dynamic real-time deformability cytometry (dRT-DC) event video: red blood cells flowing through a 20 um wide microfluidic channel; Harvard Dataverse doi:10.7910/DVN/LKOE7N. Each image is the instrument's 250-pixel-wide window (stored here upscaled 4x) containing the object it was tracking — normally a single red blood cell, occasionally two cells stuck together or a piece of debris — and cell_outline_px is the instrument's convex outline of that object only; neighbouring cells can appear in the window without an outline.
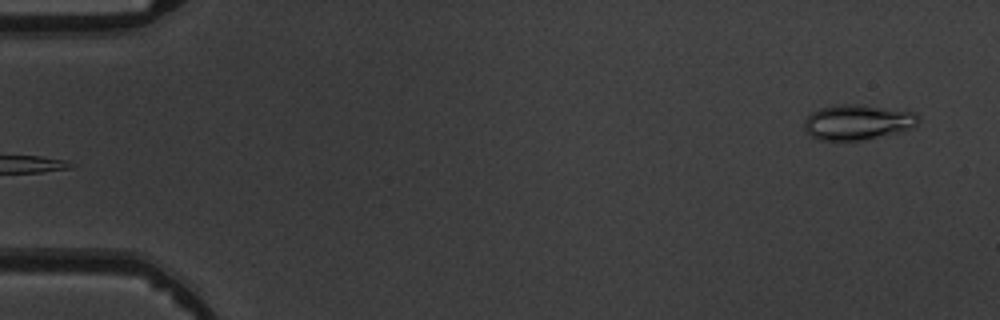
{"species": "common noctule bat (a hibernating species)", "species_latin": "Nyctalus noctula", "temperature_condition": "warm", "stored_images_in_passage": 5, "segment_of_instrument_passage": [2, 2], "camera_frame_rate_fps": 3000, "um_per_image_px": 0.085, "animal": {"sex": "male", "body_mass_g": 19.5, "forearm_length_mm": 54.6}, "frame": {"image": 1, "passage_image": 5, "time_ms": 5.667, "image_size_px": [1000, 320], "cell_outline_px": [[920, 120], [916, 128], [904, 132], [860, 140], [820, 140], [812, 136], [804, 128], [804, 120], [812, 112], [820, 108], [836, 104], [856, 104], [916, 112], [920, 116]], "centroid_in_image_um": [72.97, 10.38], "position_along_channel_um": 12.0, "area_um2": 23.7}}